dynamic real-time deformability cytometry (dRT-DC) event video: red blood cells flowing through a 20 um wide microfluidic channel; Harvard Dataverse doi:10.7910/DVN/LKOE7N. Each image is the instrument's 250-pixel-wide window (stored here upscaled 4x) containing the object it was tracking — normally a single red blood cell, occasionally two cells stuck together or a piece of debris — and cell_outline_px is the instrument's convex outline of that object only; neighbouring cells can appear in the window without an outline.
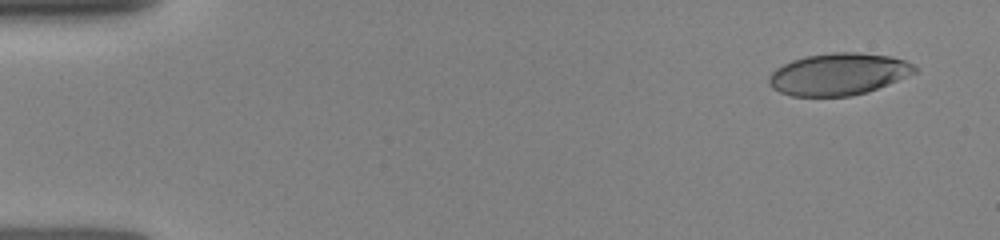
{"species": "human", "species_latin": "Homo sapiens", "temperature_condition": "room temperature", "stored_images_in_passage": 39, "camera_frame_rate_fps": 3000, "um_per_image_px": 0.085, "donor": {"sex": "female"}, "frame": {"image": 1, "passage_image": 1, "time_ms": 0.0, "image_size_px": [1000, 240], "cell_outline_px": [[916, 72], [876, 88], [852, 96], [792, 96], [780, 92], [772, 88], [768, 84], [768, 76], [776, 68], [792, 60], [804, 56], [832, 52], [856, 52], [888, 56], [904, 60], [912, 64], [916, 68]], "centroid_in_image_um": [71.2, 6.3], "position_along_channel_um": 13.8, "area_um2": 35.32}}
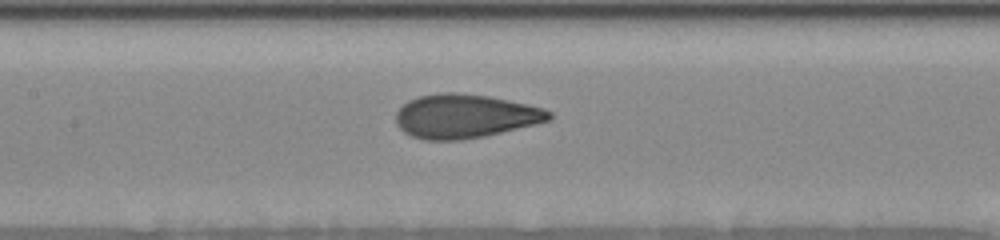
{"frame": {"image": 2, "passage_image": 14, "time_ms": 6.667, "image_size_px": [1000, 240], "cell_outline_px": [[552, 120], [536, 124], [484, 136], [464, 140], [424, 140], [412, 136], [404, 132], [396, 124], [396, 112], [408, 100], [420, 96], [440, 92], [456, 92], [488, 96], [528, 104], [544, 108], [552, 112]], "centroid_in_image_um": [39.53, 9.87], "position_along_channel_um": 167.9, "area_um2": 39.3}}
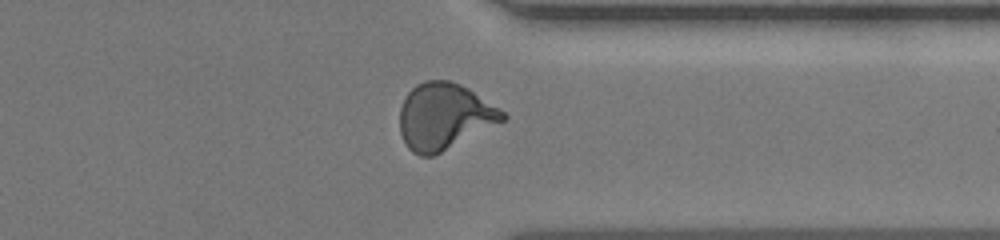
{"frame": {"image": 3, "passage_image": 29, "time_ms": 11.667, "image_size_px": [1000, 240], "cell_outline_px": [[508, 116], [504, 120], [432, 156], [420, 156], [412, 152], [408, 148], [400, 132], [400, 108], [408, 92], [416, 84], [424, 80], [448, 80], [460, 84], [468, 88], [504, 112]], "centroid_in_image_um": [37.72, 9.87], "position_along_channel_um": 373.7, "area_um2": 39.19}}